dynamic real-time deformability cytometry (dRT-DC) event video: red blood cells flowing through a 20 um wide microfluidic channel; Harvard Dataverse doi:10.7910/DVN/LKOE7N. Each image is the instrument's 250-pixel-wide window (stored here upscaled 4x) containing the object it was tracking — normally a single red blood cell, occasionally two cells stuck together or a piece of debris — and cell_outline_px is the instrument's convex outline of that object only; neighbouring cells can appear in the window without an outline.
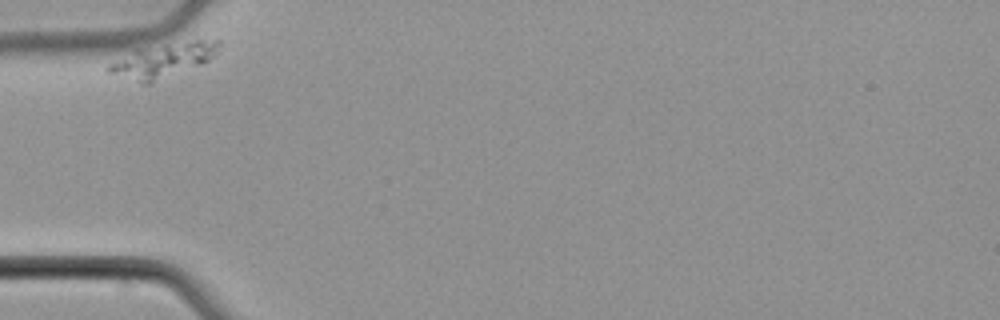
{"species": "common noctule bat (a hibernating species)", "species_latin": "Nyctalus noctula", "temperature_condition": "cold", "stored_images_in_passage": 37, "camera_frame_rate_fps": 3000, "um_per_image_px": 0.085, "animal": {"sex": "male", "body_mass_g": 21.5, "forearm_length_mm": 52.0}, "frame": {"image": 1, "passage_image": 1, "time_ms": 0.0, "image_size_px": [1000, 320], "cell_outline_px": [[220, 44], [216, 52], [208, 60], [148, 84], [140, 84], [108, 72], [108, 64], [136, 48], [192, 40], [220, 40]], "centroid_in_image_um": [13.79, 5.11], "position_along_channel_um": 71.2, "area_um2": 21.5}}
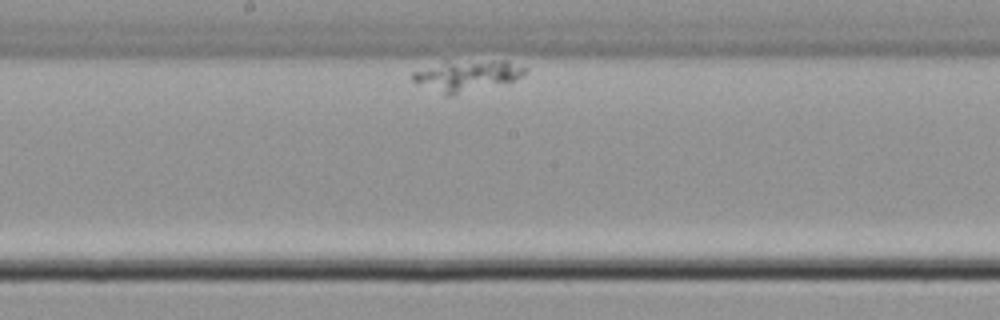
{"frame": {"image": 2, "passage_image": 18, "time_ms": 5.667, "image_size_px": [1000, 320], "cell_outline_px": [[528, 72], [524, 76], [516, 80], [452, 96], [444, 96], [412, 80], [412, 72], [444, 60], [504, 60], [528, 68]], "centroid_in_image_um": [39.7, 6.41], "position_along_channel_um": 208.5, "area_um2": 20.87}}
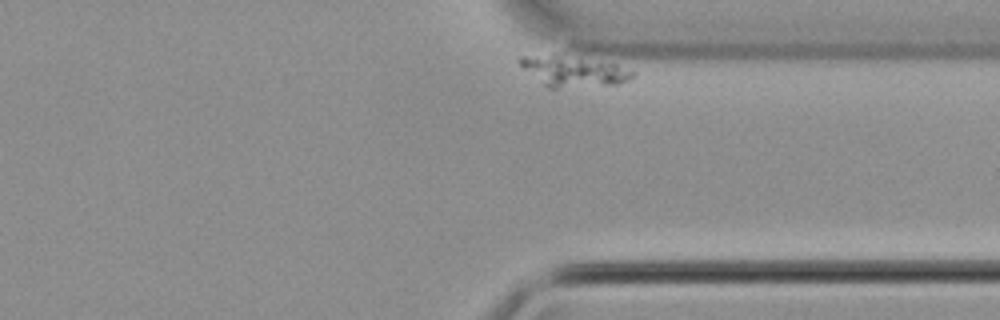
{"frame": {"image": 3, "passage_image": 37, "time_ms": 12.0, "image_size_px": [1000, 320], "cell_outline_px": [[636, 72], [628, 80], [616, 84], [556, 88], [548, 88], [524, 68], [516, 60], [520, 56], [552, 52], [556, 52], [616, 64]], "centroid_in_image_um": [48.69, 6.0], "position_along_channel_um": 362.7, "area_um2": 20.46}}